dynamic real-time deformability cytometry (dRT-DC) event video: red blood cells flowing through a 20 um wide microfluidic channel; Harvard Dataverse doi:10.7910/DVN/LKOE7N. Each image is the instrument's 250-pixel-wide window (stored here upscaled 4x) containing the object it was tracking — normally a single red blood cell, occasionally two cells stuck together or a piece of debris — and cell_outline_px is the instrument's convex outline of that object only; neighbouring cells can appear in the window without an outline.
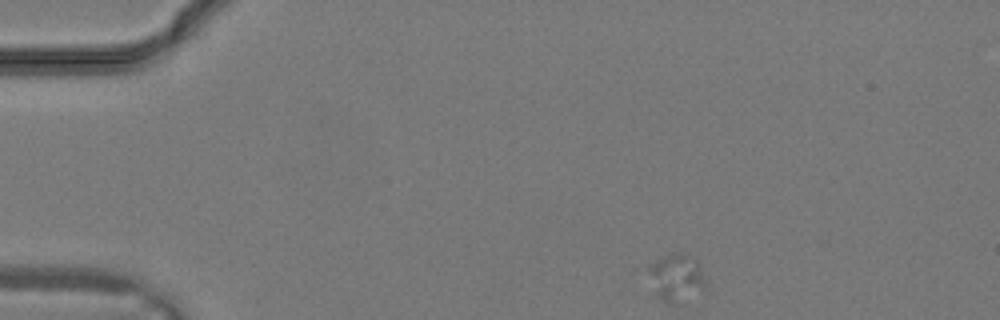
{"species": "common noctule bat (a hibernating species)", "species_latin": "Nyctalus noctula", "temperature_condition": "warm", "stored_images_in_passage": 11, "camera_frame_rate_fps": 3000, "um_per_image_px": 0.085, "animal": {"sex": "male", "body_mass_g": 19.2, "forearm_length_mm": 51.8}, "frame": {"image": 1, "passage_image": 1, "time_ms": 0.0, "image_size_px": [1000, 320], "cell_outline_px": [[708, 292], [672, 304], [664, 300], [656, 292], [648, 272], [648, 264], [664, 256], [692, 256], [696, 260], [708, 284]], "centroid_in_image_um": [57.58, 23.65], "position_along_channel_um": 27.4, "area_um2": 15.49}}
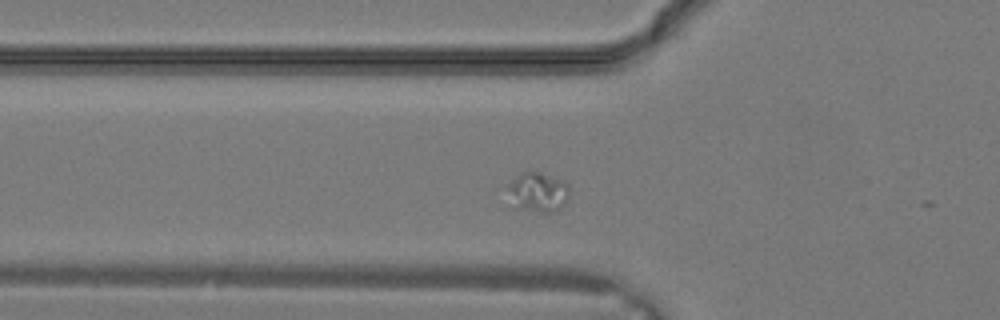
{"frame": {"image": 2, "passage_image": 7, "time_ms": 2.0, "image_size_px": [1000, 320], "cell_outline_px": [[568, 200], [560, 208], [548, 212], [540, 212], [508, 208], [508, 184], [512, 180], [524, 172], [540, 172], [564, 180], [568, 184]], "centroid_in_image_um": [45.66, 16.36], "position_along_channel_um": 80.1, "area_um2": 14.62}}